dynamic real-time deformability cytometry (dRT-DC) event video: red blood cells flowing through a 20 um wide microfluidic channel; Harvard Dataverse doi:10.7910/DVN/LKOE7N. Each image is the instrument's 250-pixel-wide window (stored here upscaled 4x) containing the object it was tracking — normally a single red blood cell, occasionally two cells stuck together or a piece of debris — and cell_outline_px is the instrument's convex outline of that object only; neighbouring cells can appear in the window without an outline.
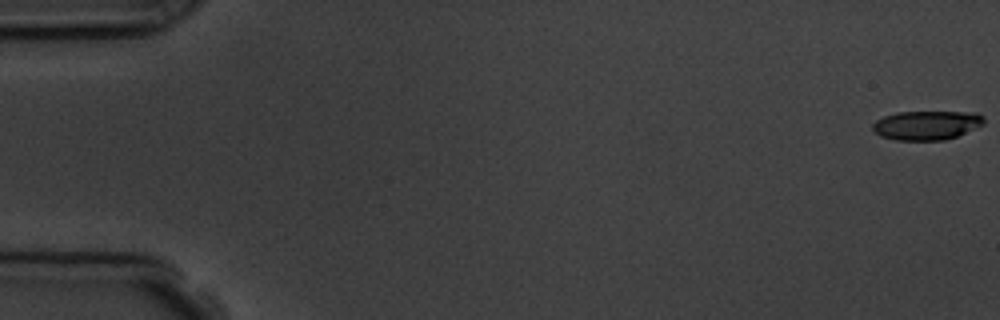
{"species": "common noctule bat (a hibernating species)", "species_latin": "Nyctalus noctula", "temperature_condition": "room temperature", "stored_images_in_passage": 11, "camera_frame_rate_fps": 3000, "um_per_image_px": 0.085, "animal": {"sex": "male", "body_mass_g": 19.5, "forearm_length_mm": 54.6}, "frame": {"image": 1, "passage_image": 1, "time_ms": 0.0, "image_size_px": [1000, 320], "cell_outline_px": [[984, 124], [956, 136], [944, 140], [896, 140], [880, 136], [872, 128], [872, 124], [876, 120], [884, 116], [896, 112], [976, 112], [984, 116]], "centroid_in_image_um": [78.76, 10.64], "position_along_channel_um": 6.2, "area_um2": 18.84}}
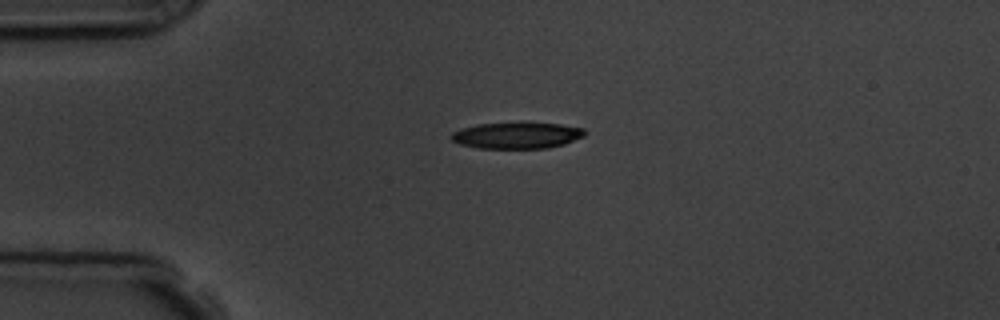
{"frame": {"image": 2, "passage_image": 5, "time_ms": 4.333, "image_size_px": [1000, 320], "cell_outline_px": [[584, 136], [564, 144], [548, 148], [476, 148], [460, 144], [452, 140], [448, 136], [452, 132], [460, 128], [476, 124], [528, 120], [560, 124], [584, 128]], "centroid_in_image_um": [43.9, 11.47], "position_along_channel_um": 41.1, "area_um2": 21.33}}